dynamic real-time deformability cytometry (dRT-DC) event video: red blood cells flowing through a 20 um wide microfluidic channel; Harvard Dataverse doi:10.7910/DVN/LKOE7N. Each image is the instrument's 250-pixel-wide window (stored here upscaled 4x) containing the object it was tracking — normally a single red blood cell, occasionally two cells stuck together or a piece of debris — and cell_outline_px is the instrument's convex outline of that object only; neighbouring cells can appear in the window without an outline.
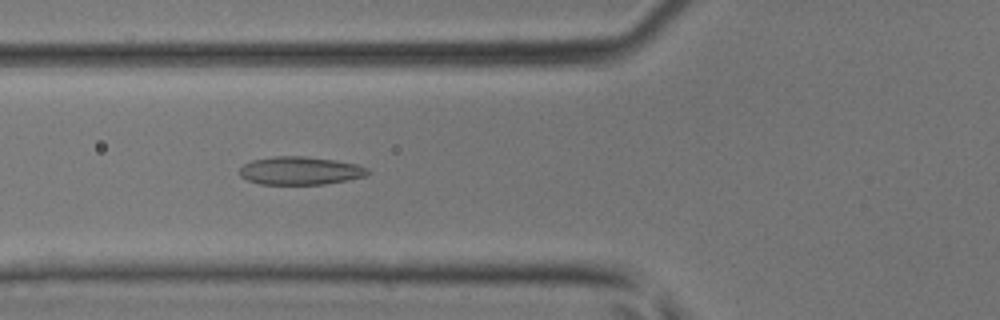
{"species": "common noctule bat (a hibernating species)", "species_latin": "Nyctalus noctula", "temperature_condition": "room temperature", "stored_images_in_passage": 45, "camera_frame_rate_fps": 3000, "um_per_image_px": 0.085, "animal": {"sex": "male", "body_mass_g": 17.9, "forearm_length_mm": 54.2}, "frame": {"image": 1, "passage_image": 17, "time_ms": 5.333, "image_size_px": [1000, 320], "cell_outline_px": [[368, 172], [364, 176], [348, 180], [324, 184], [260, 184], [248, 180], [240, 176], [240, 168], [244, 164], [252, 160], [272, 156], [304, 156], [336, 160], [356, 164], [368, 168]], "centroid_in_image_um": [25.5, 14.5], "position_along_channel_um": 100.3, "area_um2": 20.92}}
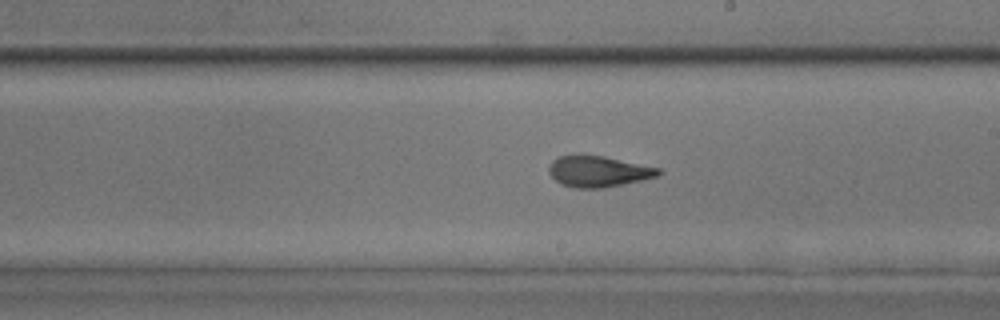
{"frame": {"image": 2, "passage_image": 26, "time_ms": 8.333, "image_size_px": [1000, 320], "cell_outline_px": [[664, 172], [656, 176], [640, 180], [604, 188], [572, 188], [560, 184], [548, 172], [548, 168], [552, 160], [560, 156], [580, 152], [604, 156], [660, 168]], "centroid_in_image_um": [50.81, 14.54], "position_along_channel_um": 238.2, "area_um2": 20.23}}
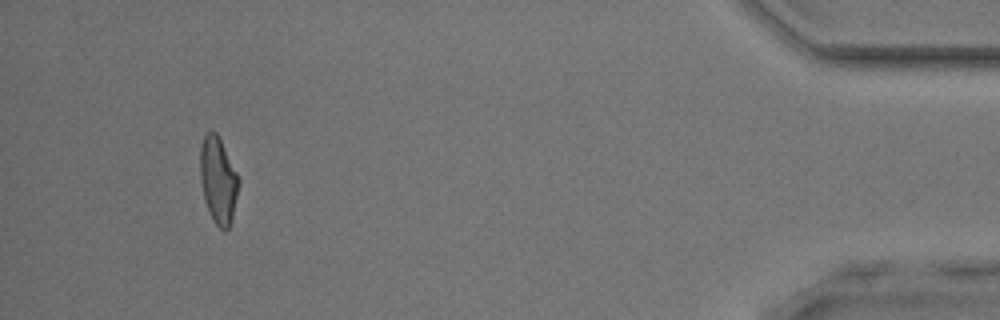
{"frame": {"image": 3, "passage_image": 42, "time_ms": 13.667, "image_size_px": [1000, 320], "cell_outline_px": [[240, 180], [232, 220], [228, 228], [224, 232], [212, 220], [204, 200], [200, 180], [200, 148], [204, 136], [208, 132], [216, 132]], "centroid_in_image_um": [18.53, 15.37], "position_along_channel_um": 416.7, "area_um2": 19.25}}